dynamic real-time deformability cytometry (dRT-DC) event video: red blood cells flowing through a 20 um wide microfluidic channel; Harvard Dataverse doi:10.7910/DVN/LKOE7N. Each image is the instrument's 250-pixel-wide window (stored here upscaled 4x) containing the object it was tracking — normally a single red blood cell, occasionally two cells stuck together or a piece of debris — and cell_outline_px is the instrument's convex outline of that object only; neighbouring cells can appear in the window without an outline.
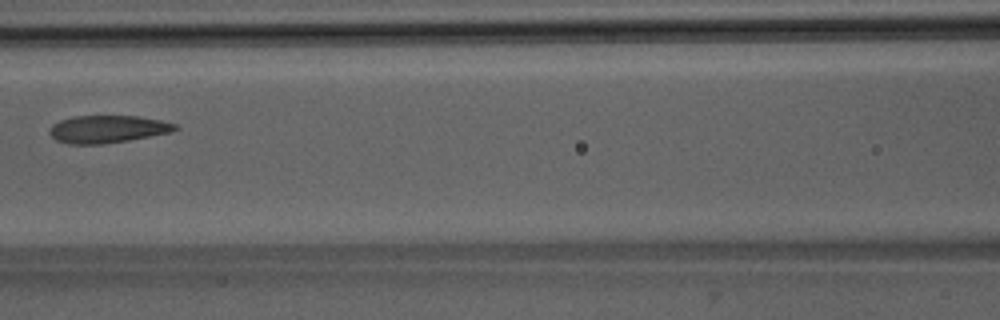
{"species": "Egyptian fruit bat (a non-hibernating species)", "species_latin": "Rousettus aegyptiacus", "temperature_condition": "room temperature", "stored_images_in_passage": 5, "camera_frame_rate_fps": 3000, "um_per_image_px": 0.085, "animal": {"sex": "male"}, "frame": {"image": 1, "passage_image": 5, "time_ms": 5.333, "image_size_px": [1000, 320], "cell_outline_px": [[180, 128], [168, 132], [128, 140], [100, 144], [68, 144], [56, 140], [48, 132], [52, 124], [60, 120], [72, 116], [136, 116], [160, 120], [176, 124]], "centroid_in_image_um": [9.09, 10.97], "position_along_channel_um": 157.5, "area_um2": 19.94}}